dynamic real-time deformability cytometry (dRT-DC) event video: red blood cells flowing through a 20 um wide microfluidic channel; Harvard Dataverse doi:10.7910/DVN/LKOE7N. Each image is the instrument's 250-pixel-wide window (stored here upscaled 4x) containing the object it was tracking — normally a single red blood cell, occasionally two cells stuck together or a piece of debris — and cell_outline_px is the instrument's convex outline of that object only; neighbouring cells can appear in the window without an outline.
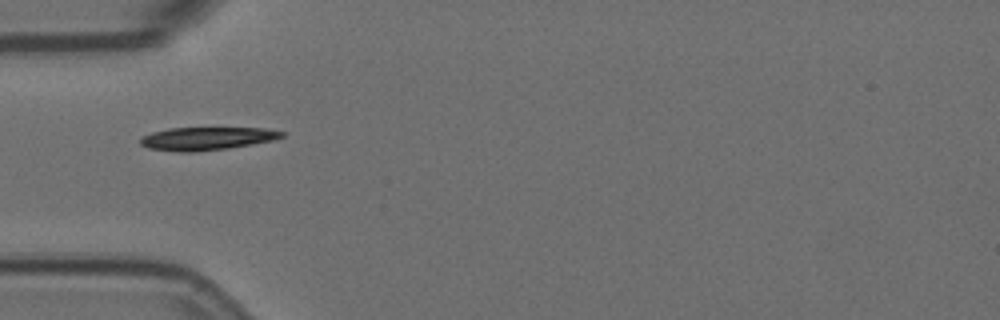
{"species": "Egyptian fruit bat (a non-hibernating species)", "species_latin": "Rousettus aegyptiacus", "temperature_condition": "room temperature", "stored_images_in_passage": 5, "camera_frame_rate_fps": 3000, "um_per_image_px": 0.085, "animal": {"sex": "female"}, "frame": {"image": 1, "passage_image": 1, "time_ms": 0.0, "image_size_px": [1000, 320], "cell_outline_px": [[284, 136], [272, 140], [252, 144], [228, 148], [192, 152], [180, 152], [148, 148], [140, 144], [140, 136], [152, 132], [168, 128], [268, 128], [284, 132]], "centroid_in_image_um": [17.54, 11.77], "position_along_channel_um": 67.5, "area_um2": 18.96}}
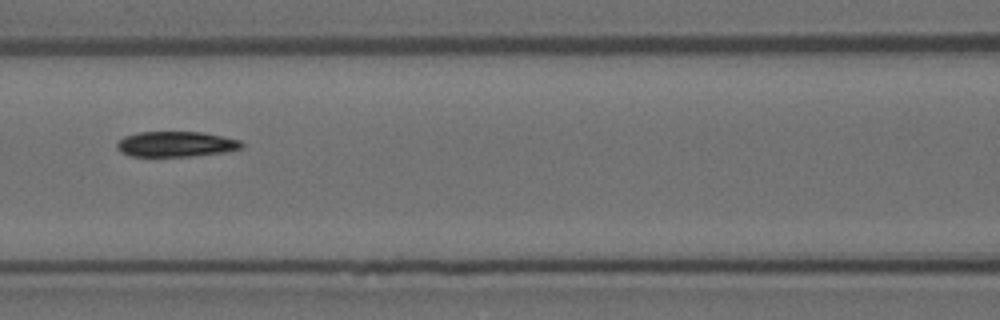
{"frame": {"image": 2, "passage_image": 3, "time_ms": 0.667, "image_size_px": [1000, 320], "cell_outline_px": [[244, 144], [240, 148], [224, 152], [188, 156], [132, 156], [120, 152], [116, 148], [116, 144], [124, 136], [136, 132], [204, 132], [240, 140]], "centroid_in_image_um": [14.92, 12.24], "position_along_channel_um": 151.7, "area_um2": 18.38}}
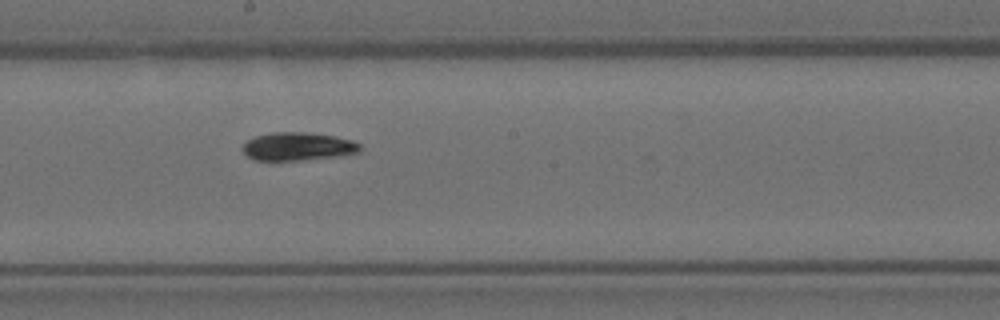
{"frame": {"image": 3, "passage_image": 5, "time_ms": 1.333, "image_size_px": [1000, 320], "cell_outline_px": [[360, 152], [340, 156], [300, 160], [256, 160], [248, 156], [244, 152], [244, 144], [248, 140], [256, 136], [272, 132], [308, 132], [336, 136], [352, 140], [360, 144]], "centroid_in_image_um": [25.36, 12.44], "position_along_channel_um": 222.8, "area_um2": 19.19}}